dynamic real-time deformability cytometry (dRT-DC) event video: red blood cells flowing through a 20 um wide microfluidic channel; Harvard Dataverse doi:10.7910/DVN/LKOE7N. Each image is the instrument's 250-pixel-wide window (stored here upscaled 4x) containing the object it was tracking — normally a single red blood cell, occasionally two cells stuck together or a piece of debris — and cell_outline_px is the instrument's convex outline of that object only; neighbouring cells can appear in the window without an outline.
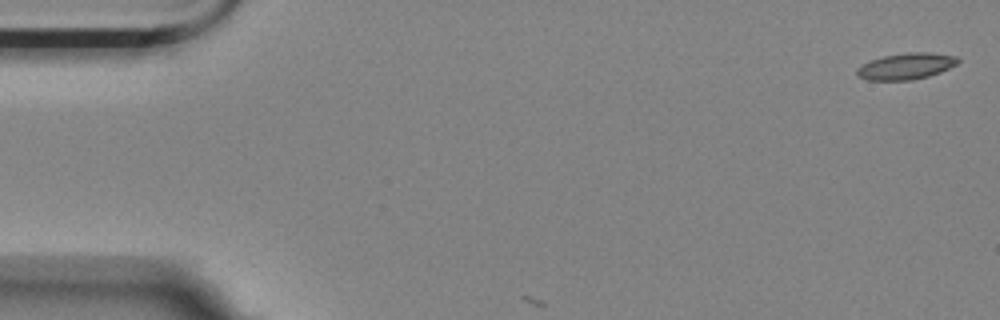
{"species": "Egyptian fruit bat (a non-hibernating species)", "species_latin": "Rousettus aegyptiacus", "temperature_condition": "room temperature", "stored_images_in_passage": 6, "camera_frame_rate_fps": 3000, "um_per_image_px": 0.085, "animal": {"sex": "female"}, "frame": {"image": 1, "passage_image": 1, "time_ms": 0.0, "image_size_px": [1000, 320], "cell_outline_px": [[960, 60], [956, 64], [940, 72], [928, 76], [912, 80], [868, 80], [856, 76], [856, 68], [872, 60], [884, 56], [908, 52], [928, 52], [956, 56]], "centroid_in_image_um": [77.0, 5.63], "position_along_channel_um": 8.0, "area_um2": 15.37}}